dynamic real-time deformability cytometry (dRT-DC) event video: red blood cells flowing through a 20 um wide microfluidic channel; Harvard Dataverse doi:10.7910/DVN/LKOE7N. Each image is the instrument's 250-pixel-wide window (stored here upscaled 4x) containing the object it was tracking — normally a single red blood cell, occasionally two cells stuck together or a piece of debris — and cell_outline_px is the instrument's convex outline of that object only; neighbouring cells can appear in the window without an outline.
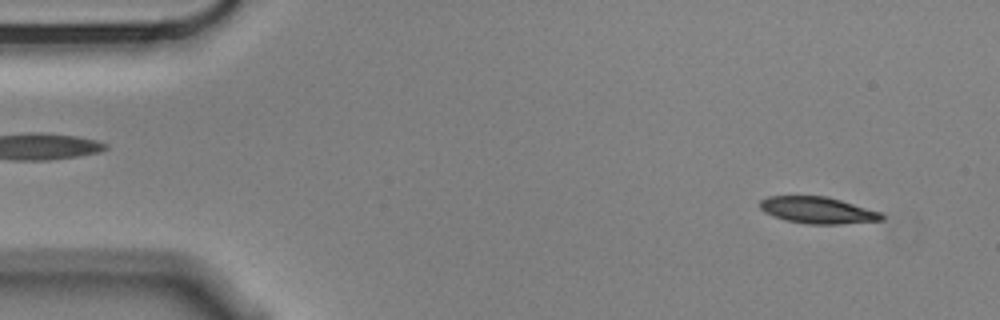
{"species": "Egyptian fruit bat (a non-hibernating species)", "species_latin": "Rousettus aegyptiacus", "temperature_condition": "cold", "stored_images_in_passage": 17, "camera_frame_rate_fps": 3000, "um_per_image_px": 0.085, "animal": {"sex": "male"}, "frame": {"image": 1, "passage_image": 5, "time_ms": 1.333, "image_size_px": [1000, 320], "cell_outline_px": [[880, 216], [852, 220], [800, 220], [784, 216], [776, 212], [788, 196], [812, 196], [832, 200]], "centroid_in_image_um": [69.69, 17.82], "position_along_channel_um": 15.3, "area_um2": 11.91}}